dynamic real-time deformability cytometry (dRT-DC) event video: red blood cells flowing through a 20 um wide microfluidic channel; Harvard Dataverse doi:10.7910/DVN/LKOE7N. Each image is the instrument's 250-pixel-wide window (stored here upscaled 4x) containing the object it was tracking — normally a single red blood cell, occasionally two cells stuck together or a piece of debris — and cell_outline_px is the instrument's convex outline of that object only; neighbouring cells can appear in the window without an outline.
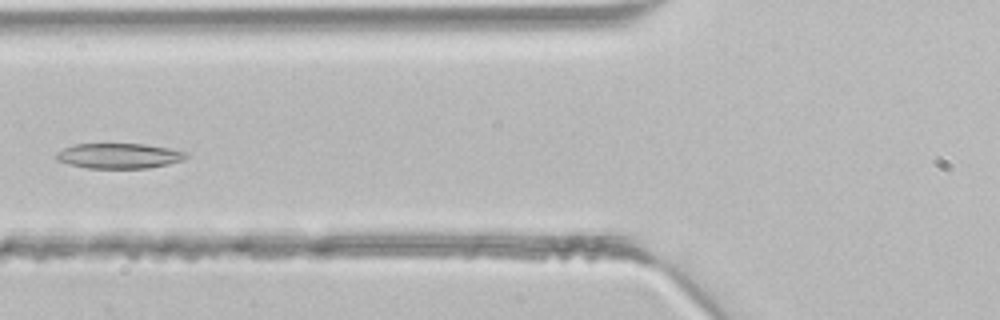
{"species": "common noctule bat (a hibernating species)", "species_latin": "Nyctalus noctula", "temperature_condition": "room temperature", "stored_images_in_passage": 43, "camera_frame_rate_fps": 3000, "um_per_image_px": 0.085, "animal": {"sex": "male", "body_mass_g": 21.5, "forearm_length_mm": 52.0}, "frame": {"image": 1, "passage_image": 16, "time_ms": 5.0, "image_size_px": [1000, 320], "cell_outline_px": [[188, 156], [184, 160], [168, 164], [148, 168], [88, 168], [68, 164], [56, 160], [56, 152], [64, 148], [76, 144], [144, 144], [168, 148], [188, 152]], "centroid_in_image_um": [10.13, 13.25], "position_along_channel_um": 115.7, "area_um2": 19.07}}
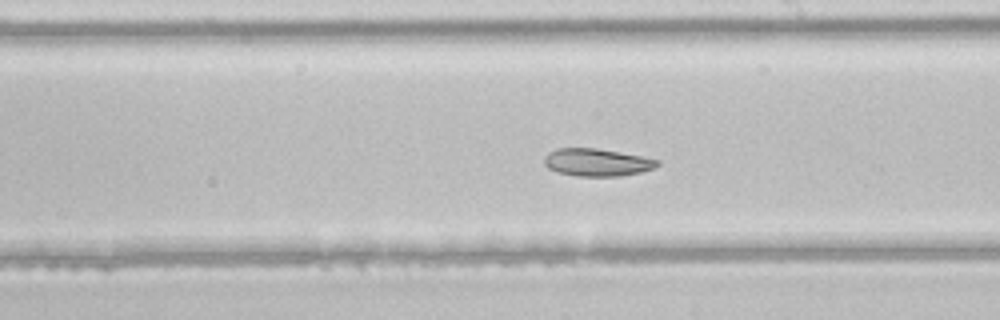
{"frame": {"image": 2, "passage_image": 24, "time_ms": 7.667, "image_size_px": [1000, 320], "cell_outline_px": [[660, 164], [656, 168], [640, 172], [620, 176], [576, 176], [556, 172], [548, 168], [544, 164], [544, 156], [548, 152], [556, 148], [596, 148], [640, 156], [660, 160]], "centroid_in_image_um": [50.72, 13.8], "position_along_channel_um": 238.3, "area_um2": 18.26}}
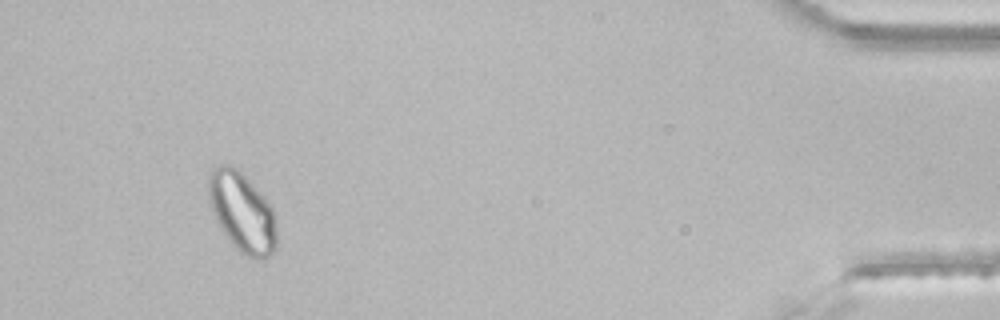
{"frame": {"image": 3, "passage_image": 40, "time_ms": 13.0, "image_size_px": [1000, 320], "cell_outline_px": [[276, 248], [268, 256], [260, 260], [248, 256], [240, 252], [232, 244], [216, 220], [212, 212], [208, 196], [208, 176], [212, 168], [220, 164], [232, 164], [272, 204], [276, 216]], "centroid_in_image_um": [20.59, 18.02], "position_along_channel_um": 414.6, "area_um2": 31.79}}